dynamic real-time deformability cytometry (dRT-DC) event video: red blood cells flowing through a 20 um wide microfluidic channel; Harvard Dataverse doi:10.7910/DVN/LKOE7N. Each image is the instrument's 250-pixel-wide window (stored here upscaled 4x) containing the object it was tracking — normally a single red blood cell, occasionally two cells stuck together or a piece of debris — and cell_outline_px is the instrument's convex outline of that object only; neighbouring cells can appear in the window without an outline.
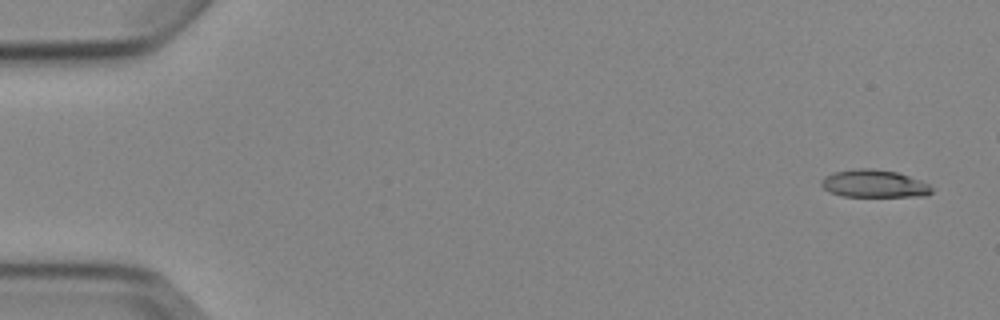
{"species": "Egyptian fruit bat (a non-hibernating species)", "species_latin": "Rousettus aegyptiacus", "temperature_condition": "cold", "stored_images_in_passage": 6, "camera_frame_rate_fps": 3000, "um_per_image_px": 0.085, "animal": {"sex": "female"}, "frame": {"image": 1, "passage_image": 1, "time_ms": 0.0, "image_size_px": [1000, 320], "cell_outline_px": [[932, 192], [928, 196], [840, 196], [828, 192], [820, 184], [820, 180], [824, 176], [832, 172], [856, 168], [872, 168], [896, 172], [920, 180], [928, 184], [932, 188]], "centroid_in_image_um": [74.25, 15.61], "position_along_channel_um": 10.8, "area_um2": 17.92}}